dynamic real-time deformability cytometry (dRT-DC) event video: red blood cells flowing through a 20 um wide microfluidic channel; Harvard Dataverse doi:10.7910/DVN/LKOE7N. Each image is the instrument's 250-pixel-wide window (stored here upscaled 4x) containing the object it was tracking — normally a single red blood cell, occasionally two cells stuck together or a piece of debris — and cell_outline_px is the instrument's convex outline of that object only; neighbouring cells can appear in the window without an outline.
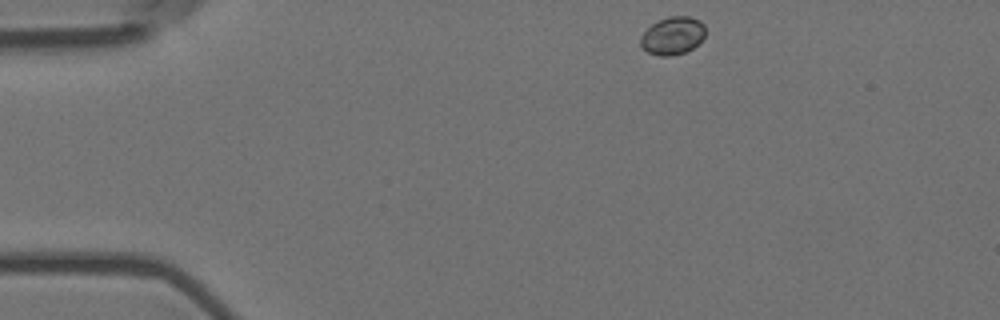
{"species": "Egyptian fruit bat (a non-hibernating species)", "species_latin": "Rousettus aegyptiacus", "temperature_condition": "room temperature", "stored_images_in_passage": 42, "camera_frame_rate_fps": 3000, "um_per_image_px": 0.085, "animal": {"sex": "female"}, "frame": {"image": 1, "passage_image": 1, "time_ms": 0.0, "image_size_px": [1000, 320], "cell_outline_px": [[704, 36], [692, 48], [684, 52], [672, 56], [660, 56], [648, 52], [640, 44], [640, 36], [652, 24], [668, 16], [688, 16], [700, 20], [704, 24]], "centroid_in_image_um": [57.16, 3.03], "position_along_channel_um": 27.8, "area_um2": 14.1}}
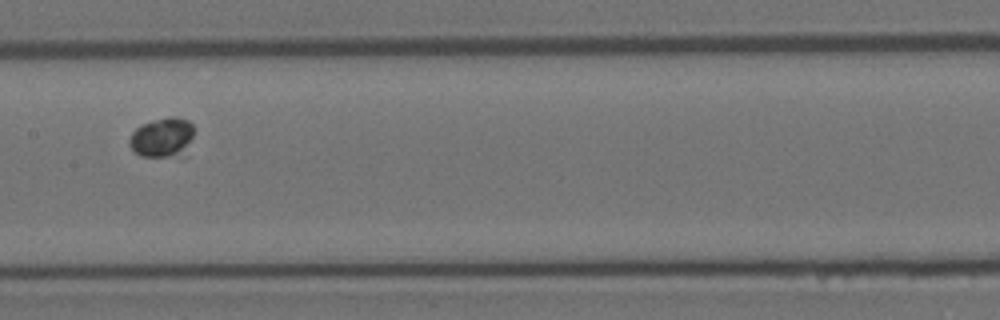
{"frame": {"image": 2, "passage_image": 20, "time_ms": 6.333, "image_size_px": [1000, 320], "cell_outline_px": [[192, 136], [176, 152], [164, 156], [140, 156], [132, 148], [128, 140], [132, 132], [140, 124], [152, 120], [168, 116], [172, 116], [188, 120], [192, 124]], "centroid_in_image_um": [13.66, 11.59], "position_along_channel_um": 193.7, "area_um2": 13.93}}
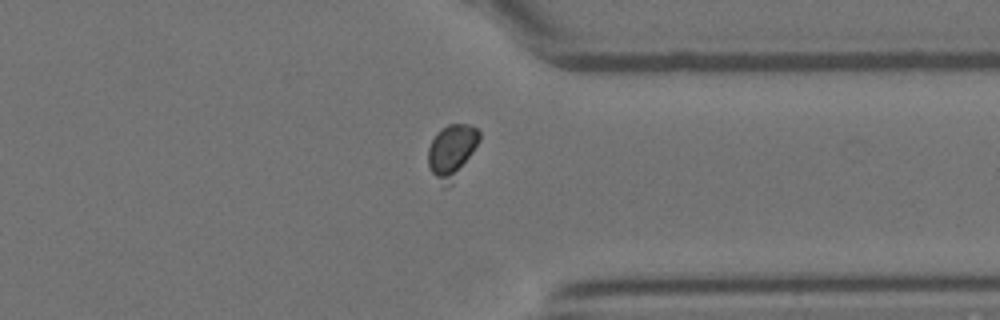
{"frame": {"image": 3, "passage_image": 35, "time_ms": 11.333, "image_size_px": [1000, 320], "cell_outline_px": [[480, 140], [452, 184], [444, 188], [432, 172], [428, 164], [428, 148], [432, 140], [440, 128], [448, 124], [468, 124], [476, 128], [480, 132]], "centroid_in_image_um": [38.39, 12.84], "position_along_channel_um": 373.0, "area_um2": 15.84}}